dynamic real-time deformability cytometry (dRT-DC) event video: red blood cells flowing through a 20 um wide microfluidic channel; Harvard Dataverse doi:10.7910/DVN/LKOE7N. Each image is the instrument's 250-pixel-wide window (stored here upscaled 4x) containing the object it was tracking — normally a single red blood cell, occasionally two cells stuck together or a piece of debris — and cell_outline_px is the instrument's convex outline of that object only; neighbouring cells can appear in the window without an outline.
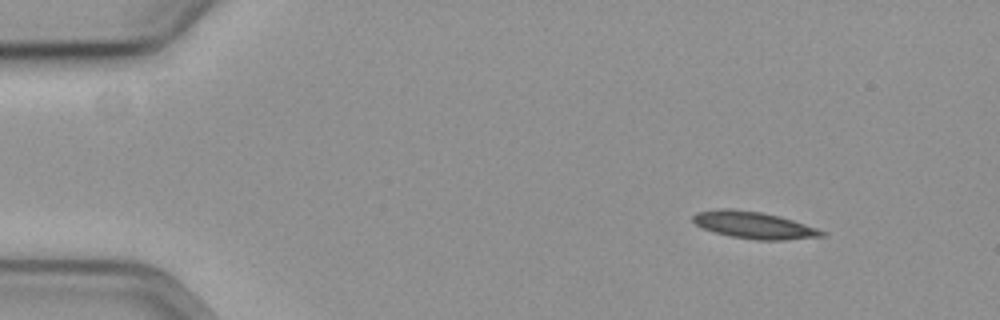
{"species": "common noctule bat (a hibernating species)", "species_latin": "Nyctalus noctula", "temperature_condition": "cold", "stored_images_in_passage": 11, "camera_frame_rate_fps": 3000, "um_per_image_px": 0.085, "animal": {"sex": "female", "body_mass_g": 19.3, "forearm_length_mm": 54.1}, "frame": {"image": 1, "passage_image": 1, "time_ms": 0.0, "image_size_px": [1000, 320], "cell_outline_px": [[824, 236], [784, 240], [756, 240], [732, 236], [716, 232], [704, 228], [696, 224], [692, 220], [692, 216], [696, 212], [720, 208], [728, 208], [760, 212], [780, 216], [816, 228], [824, 232]], "centroid_in_image_um": [64.05, 19.13], "position_along_channel_um": 20.9, "area_um2": 19.94}}